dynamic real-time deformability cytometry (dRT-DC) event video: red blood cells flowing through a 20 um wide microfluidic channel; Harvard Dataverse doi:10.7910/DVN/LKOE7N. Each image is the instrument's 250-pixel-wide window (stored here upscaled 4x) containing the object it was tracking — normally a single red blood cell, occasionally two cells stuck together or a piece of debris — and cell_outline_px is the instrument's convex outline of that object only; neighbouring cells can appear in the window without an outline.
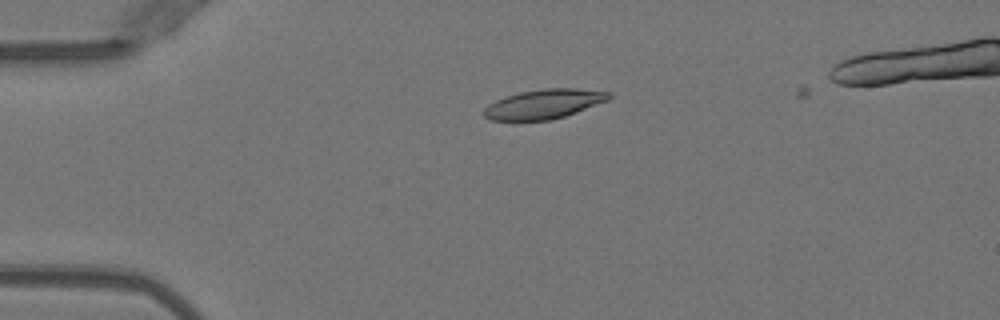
{"species": "Egyptian fruit bat (a non-hibernating species)", "species_latin": "Rousettus aegyptiacus", "temperature_condition": "warm", "stored_images_in_passage": 43, "camera_frame_rate_fps": 3000, "um_per_image_px": 0.085, "animal": {"sex": "female"}, "frame": {"image": 1, "passage_image": 7, "time_ms": 2.0, "image_size_px": [1000, 320], "cell_outline_px": [[612, 96], [608, 100], [576, 112], [552, 120], [488, 120], [484, 116], [484, 108], [488, 104], [504, 96], [520, 92], [548, 88], [576, 88], [612, 92]], "centroid_in_image_um": [46.23, 8.83], "position_along_channel_um": 38.8, "area_um2": 21.44}}
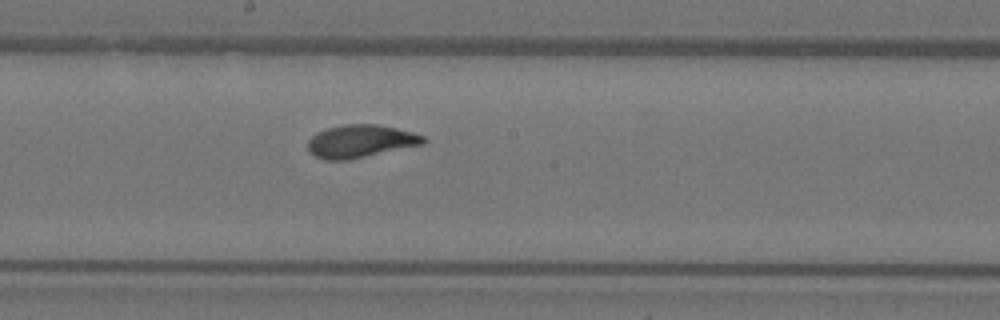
{"frame": {"image": 2, "passage_image": 23, "time_ms": 7.333, "image_size_px": [1000, 320], "cell_outline_px": [[428, 140], [424, 144], [348, 160], [324, 160], [308, 152], [308, 140], [316, 132], [328, 128], [344, 124], [376, 124], [396, 128], [412, 132], [424, 136]], "centroid_in_image_um": [30.64, 12.01], "position_along_channel_um": 217.6, "area_um2": 22.14}}
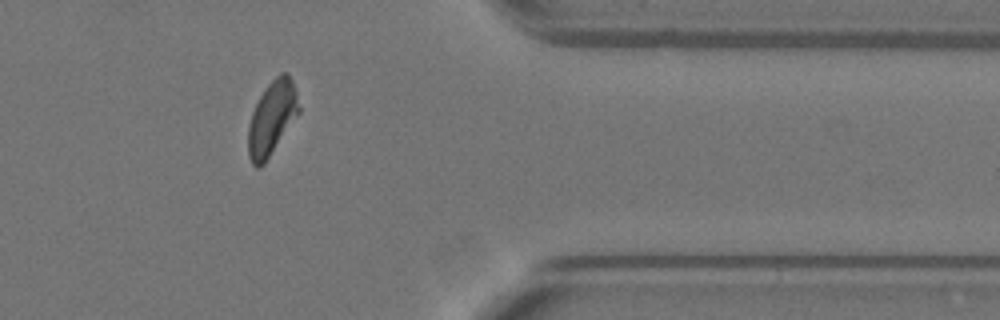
{"frame": {"image": 3, "passage_image": 37, "time_ms": 12.0, "image_size_px": [1000, 320], "cell_outline_px": [[300, 112], [264, 164], [260, 168], [256, 168], [252, 164], [248, 156], [248, 124], [252, 112], [264, 88], [280, 72], [288, 72], [292, 80], [296, 92], [300, 108]], "centroid_in_image_um": [23.1, 10.04], "position_along_channel_um": 388.3, "area_um2": 21.91}}